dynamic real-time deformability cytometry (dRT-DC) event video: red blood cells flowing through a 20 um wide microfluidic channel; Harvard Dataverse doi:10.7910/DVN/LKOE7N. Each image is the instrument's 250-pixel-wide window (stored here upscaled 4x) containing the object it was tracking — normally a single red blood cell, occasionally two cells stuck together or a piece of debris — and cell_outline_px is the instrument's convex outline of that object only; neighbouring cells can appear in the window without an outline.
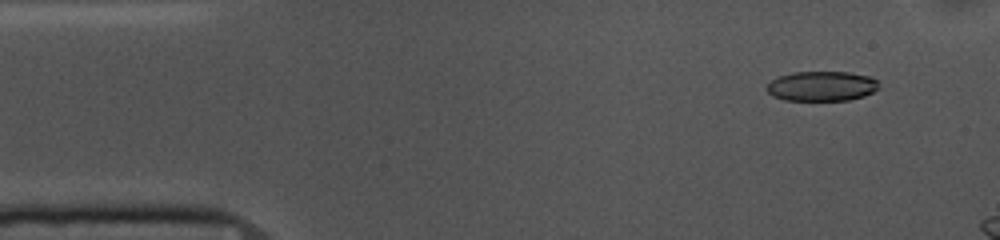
{"species": "common noctule bat (a hibernating species)", "species_latin": "Nyctalus noctula", "temperature_condition": "cold", "stored_images_in_passage": 8, "camera_frame_rate_fps": 3000, "um_per_image_px": 0.085, "animal": {"sex": "female", "body_mass_g": 10.0, "forearm_length_mm": 53.1}, "frame": {"image": 1, "passage_image": 2, "time_ms": 0.333, "image_size_px": [1000, 240], "cell_outline_px": [[880, 88], [864, 96], [848, 100], [784, 100], [772, 96], [764, 88], [772, 80], [780, 76], [792, 72], [848, 72], [868, 76], [876, 80]], "centroid_in_image_um": [69.82, 7.32], "position_along_channel_um": 15.2, "area_um2": 19.48}}